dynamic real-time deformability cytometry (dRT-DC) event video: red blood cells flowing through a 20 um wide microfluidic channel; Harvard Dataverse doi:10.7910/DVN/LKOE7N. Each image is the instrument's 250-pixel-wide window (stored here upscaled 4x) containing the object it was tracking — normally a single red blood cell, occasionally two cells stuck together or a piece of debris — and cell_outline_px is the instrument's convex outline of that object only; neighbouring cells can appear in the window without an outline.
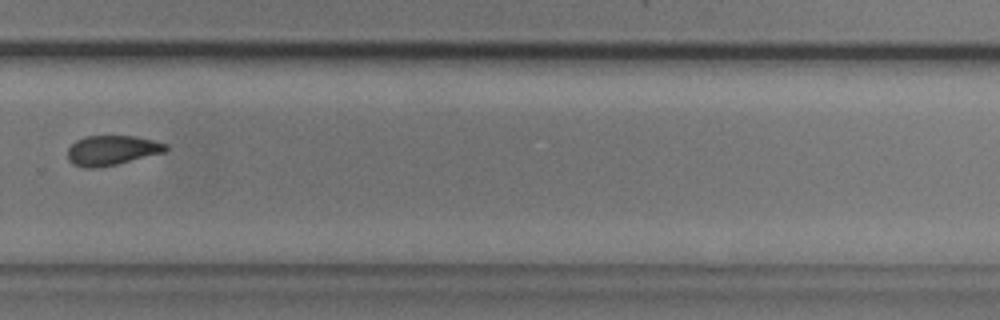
{"species": "common noctule bat (a hibernating species)", "species_latin": "Nyctalus noctula", "temperature_condition": "cold", "stored_images_in_passage": 9, "segment_of_instrument_passage": [2, 2], "camera_frame_rate_fps": 3000, "um_per_image_px": 0.085, "animal": {"sex": "male", "body_mass_g": 20.5, "forearm_length_mm": 52.5}, "frame": {"image": 1, "passage_image": 9, "time_ms": 11.667, "image_size_px": [1000, 320], "cell_outline_px": [[168, 148], [164, 152], [116, 164], [96, 168], [84, 168], [72, 164], [68, 160], [68, 148], [76, 140], [88, 136], [132, 136], [152, 140], [168, 144]], "centroid_in_image_um": [9.48, 12.78], "position_along_channel_um": 320.3, "area_um2": 16.88}}